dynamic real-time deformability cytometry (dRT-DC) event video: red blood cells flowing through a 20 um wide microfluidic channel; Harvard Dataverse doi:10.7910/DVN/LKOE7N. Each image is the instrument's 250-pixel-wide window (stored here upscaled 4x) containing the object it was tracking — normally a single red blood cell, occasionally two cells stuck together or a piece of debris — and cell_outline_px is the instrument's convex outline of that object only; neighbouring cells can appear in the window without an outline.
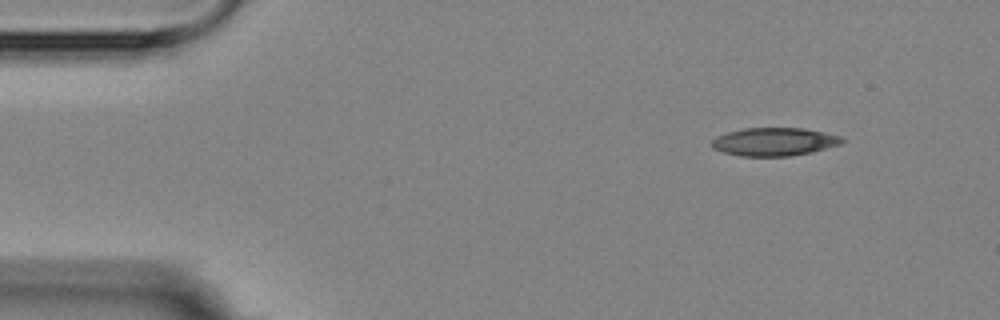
{"species": "Egyptian fruit bat (a non-hibernating species)", "species_latin": "Rousettus aegyptiacus", "temperature_condition": "room temperature", "stored_images_in_passage": 8, "camera_frame_rate_fps": 3000, "um_per_image_px": 0.085, "animal": {"sex": "female"}, "frame": {"image": 1, "passage_image": 1, "time_ms": 0.0, "image_size_px": [1000, 320], "cell_outline_px": [[848, 140], [840, 144], [812, 152], [788, 156], [740, 156], [724, 152], [712, 148], [712, 140], [716, 136], [728, 132], [744, 128], [804, 128], [824, 132], [840, 136]], "centroid_in_image_um": [65.83, 12.04], "position_along_channel_um": 19.2, "area_um2": 21.39}}
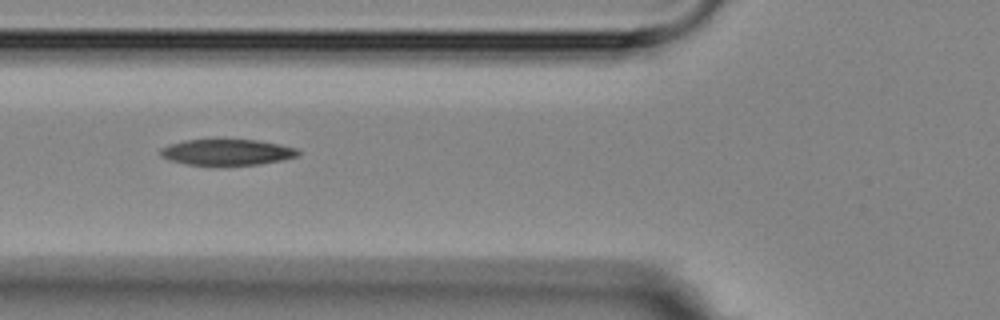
{"frame": {"image": 2, "passage_image": 5, "time_ms": 4.667, "image_size_px": [1000, 320], "cell_outline_px": [[300, 156], [284, 160], [260, 164], [224, 168], [212, 168], [188, 164], [168, 160], [160, 156], [160, 148], [168, 144], [184, 140], [220, 136], [256, 140], [280, 144], [296, 148], [300, 152]], "centroid_in_image_um": [19.25, 12.93], "position_along_channel_um": 106.5, "area_um2": 22.95}}
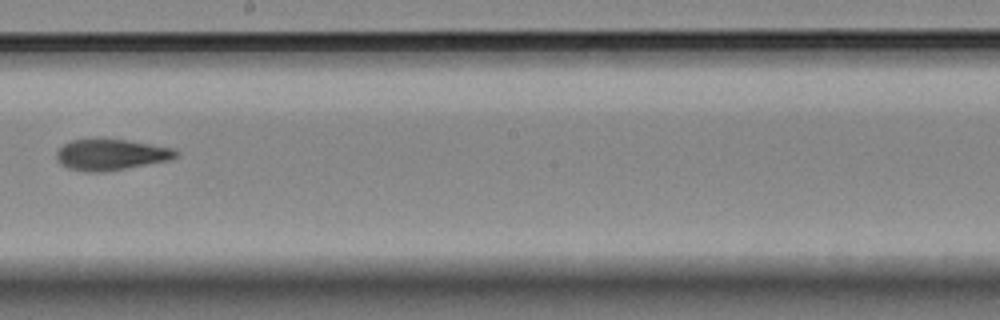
{"frame": {"image": 3, "passage_image": 8, "time_ms": 8.333, "image_size_px": [1000, 320], "cell_outline_px": [[180, 156], [172, 160], [104, 172], [88, 172], [68, 168], [60, 164], [56, 160], [56, 152], [64, 144], [72, 140], [128, 140], [176, 148], [180, 152]], "centroid_in_image_um": [9.51, 13.16], "position_along_channel_um": 238.7, "area_um2": 21.73}}